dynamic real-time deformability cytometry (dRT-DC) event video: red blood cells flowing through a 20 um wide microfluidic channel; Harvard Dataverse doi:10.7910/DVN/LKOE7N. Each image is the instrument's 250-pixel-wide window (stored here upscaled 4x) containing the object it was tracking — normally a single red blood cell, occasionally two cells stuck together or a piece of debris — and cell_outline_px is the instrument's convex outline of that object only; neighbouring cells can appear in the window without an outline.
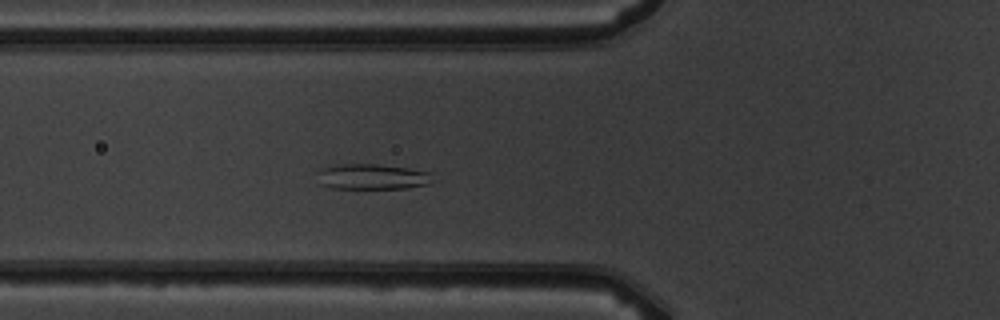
{"species": "common noctule bat (a hibernating species)", "species_latin": "Nyctalus noctula", "temperature_condition": "warm", "stored_images_in_passage": 5, "camera_frame_rate_fps": 3000, "um_per_image_px": 0.085, "animal": {"sex": "male", "body_mass_g": 19.5, "forearm_length_mm": 54.6}, "frame": {"image": 1, "passage_image": 5, "time_ms": 4.667, "image_size_px": [1000, 320], "cell_outline_px": [[432, 172], [428, 184], [408, 188], [332, 188], [320, 184], [316, 172], [320, 168], [344, 164], [376, 164], [408, 168]], "centroid_in_image_um": [31.59, 15.01], "position_along_channel_um": 94.2, "area_um2": 17.05}}